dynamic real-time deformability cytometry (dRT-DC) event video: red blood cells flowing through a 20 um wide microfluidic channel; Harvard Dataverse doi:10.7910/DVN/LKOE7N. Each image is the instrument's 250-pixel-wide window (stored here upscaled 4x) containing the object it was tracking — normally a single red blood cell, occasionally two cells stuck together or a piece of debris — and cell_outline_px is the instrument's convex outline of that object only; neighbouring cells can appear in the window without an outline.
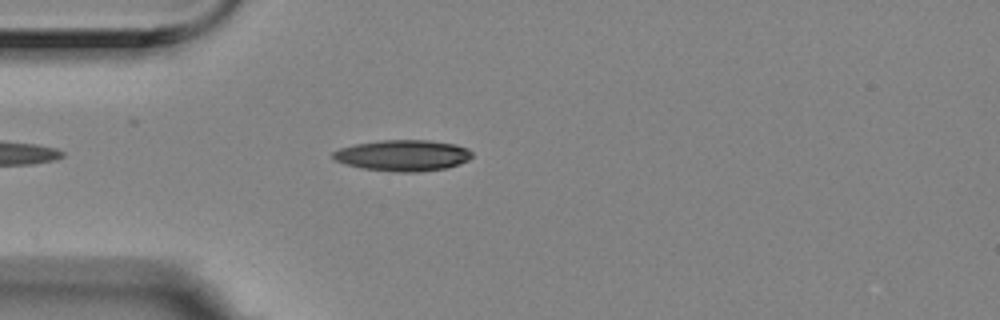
{"species": "Egyptian fruit bat (a non-hibernating species)", "species_latin": "Rousettus aegyptiacus", "temperature_condition": "room temperature", "stored_images_in_passage": 4, "camera_frame_rate_fps": 3000, "um_per_image_px": 0.085, "animal": {"sex": "female"}, "frame": {"image": 1, "passage_image": 2, "time_ms": 0.333, "image_size_px": [1000, 320], "cell_outline_px": [[472, 156], [468, 160], [460, 164], [448, 168], [420, 172], [396, 172], [360, 168], [344, 164], [332, 160], [332, 152], [340, 148], [356, 144], [380, 140], [432, 140], [456, 144], [468, 148], [472, 152]], "centroid_in_image_um": [34.25, 13.22], "position_along_channel_um": 50.8, "area_um2": 25.61}}
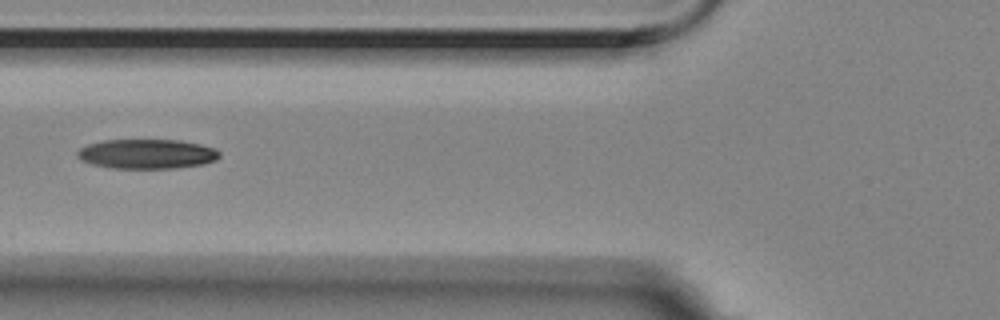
{"frame": {"image": 2, "passage_image": 4, "time_ms": 1.0, "image_size_px": [1000, 320], "cell_outline_px": [[220, 156], [216, 160], [200, 164], [176, 168], [108, 168], [92, 164], [80, 160], [76, 156], [76, 152], [80, 148], [88, 144], [104, 140], [180, 140], [200, 144], [216, 148], [220, 152]], "centroid_in_image_um": [12.46, 13.08], "position_along_channel_um": 113.3, "area_um2": 24.62}}